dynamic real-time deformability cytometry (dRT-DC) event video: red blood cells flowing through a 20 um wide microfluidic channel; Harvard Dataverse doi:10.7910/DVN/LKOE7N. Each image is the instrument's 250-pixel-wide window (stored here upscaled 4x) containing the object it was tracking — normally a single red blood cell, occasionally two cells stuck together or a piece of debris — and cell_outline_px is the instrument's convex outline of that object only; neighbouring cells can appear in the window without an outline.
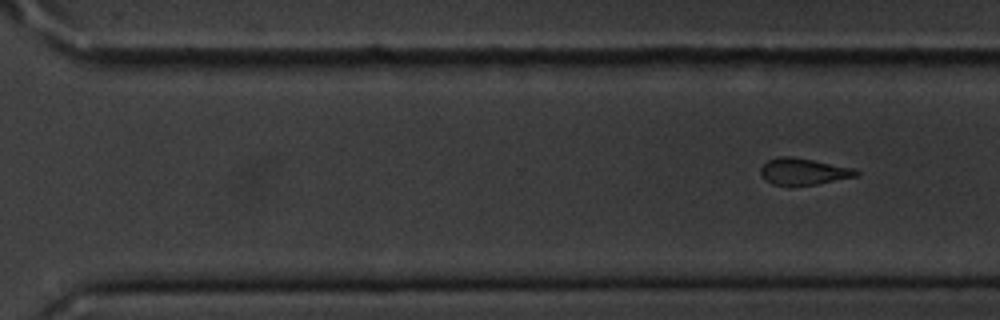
{"species": "common noctule bat (a hibernating species)", "species_latin": "Nyctalus noctula", "temperature_condition": "cold", "stored_images_in_passage": 11, "segment_of_instrument_passage": [2, 2], "camera_frame_rate_fps": 3000, "um_per_image_px": 0.085, "animal": {"sex": "male", "body_mass_g": 20.1, "forearm_length_mm": 53.5}, "frame": {"image": 1, "passage_image": 11, "time_ms": 3.333, "image_size_px": [1000, 320], "cell_outline_px": [[860, 172], [856, 176], [816, 184], [792, 188], [788, 188], [772, 184], [764, 180], [760, 172], [760, 168], [768, 160], [780, 156], [792, 156], [856, 168]], "centroid_in_image_um": [68.25, 14.61], "position_along_channel_um": 302.3, "area_um2": 15.32}}